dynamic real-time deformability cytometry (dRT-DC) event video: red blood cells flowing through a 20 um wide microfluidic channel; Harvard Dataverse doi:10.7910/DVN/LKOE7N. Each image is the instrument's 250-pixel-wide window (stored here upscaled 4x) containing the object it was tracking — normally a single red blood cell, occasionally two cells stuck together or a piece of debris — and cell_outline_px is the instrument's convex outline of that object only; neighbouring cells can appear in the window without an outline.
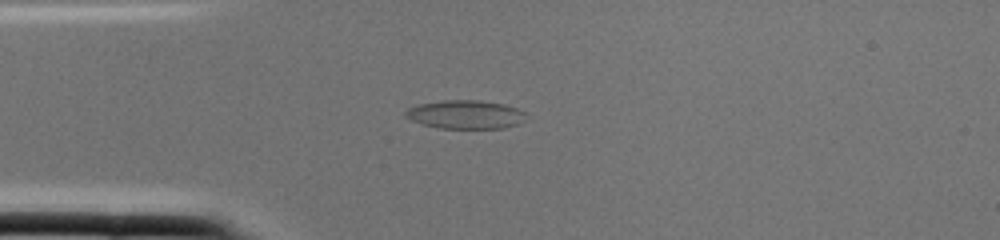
{"species": "common noctule bat (a hibernating species)", "species_latin": "Nyctalus noctula", "temperature_condition": "cold", "stored_images_in_passage": 1, "camera_frame_rate_fps": 3000, "um_per_image_px": 0.085, "animal": {"sex": "female", "body_mass_g": 22.0, "forearm_length_mm": 56.7}, "frame": {"image": 1, "passage_image": 1, "time_ms": 0.0, "image_size_px": [1000, 240], "cell_outline_px": [[524, 112], [520, 124], [504, 128], [440, 128], [420, 124], [404, 116], [404, 112], [408, 108], [420, 104], [444, 100], [480, 100], [504, 104], [516, 108]], "centroid_in_image_um": [39.52, 9.73], "position_along_channel_um": 45.5, "area_um2": 19.94}}